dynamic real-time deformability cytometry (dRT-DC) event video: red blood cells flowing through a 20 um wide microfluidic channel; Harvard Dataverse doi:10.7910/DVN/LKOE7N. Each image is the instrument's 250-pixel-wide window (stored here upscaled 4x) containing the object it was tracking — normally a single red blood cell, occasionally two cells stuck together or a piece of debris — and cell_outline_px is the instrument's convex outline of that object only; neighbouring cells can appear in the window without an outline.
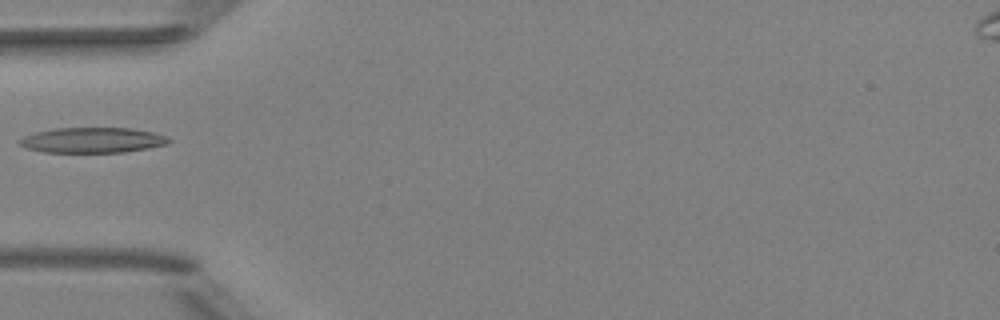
{"species": "Egyptian fruit bat (a non-hibernating species)", "species_latin": "Rousettus aegyptiacus", "temperature_condition": "room temperature", "stored_images_in_passage": 32, "camera_frame_rate_fps": 3000, "um_per_image_px": 0.085, "animal": {"sex": "female"}, "frame": {"image": 1, "passage_image": 1, "time_ms": 0.0, "image_size_px": [1000, 320], "cell_outline_px": [[172, 140], [164, 144], [148, 148], [124, 152], [44, 152], [28, 148], [20, 144], [16, 140], [24, 136], [36, 132], [52, 128], [132, 128], [152, 132], [164, 136]], "centroid_in_image_um": [7.82, 11.91], "position_along_channel_um": 77.2, "area_um2": 21.85}}
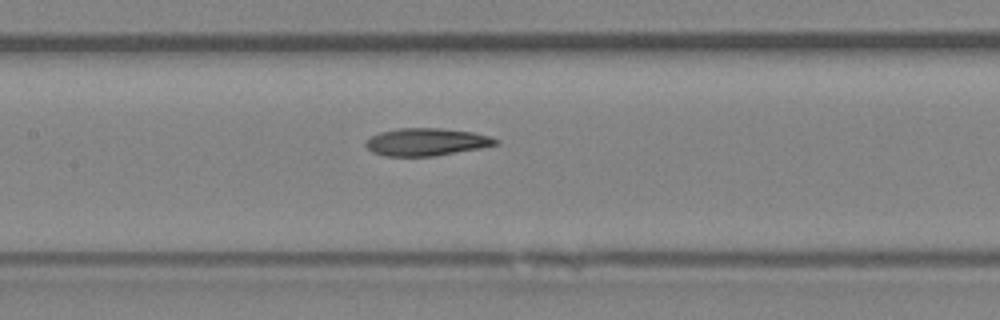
{"frame": {"image": 2, "passage_image": 8, "time_ms": 2.333, "image_size_px": [1000, 320], "cell_outline_px": [[500, 144], [480, 148], [432, 156], [384, 156], [372, 152], [364, 144], [372, 136], [380, 132], [396, 128], [440, 128], [472, 132], [488, 136], [500, 140]], "centroid_in_image_um": [36.24, 12.06], "position_along_channel_um": 171.2, "area_um2": 20.75}}
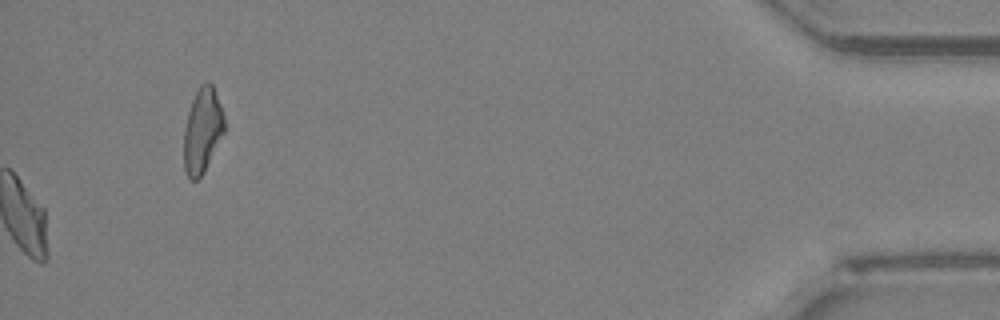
{"frame": {"image": 3, "passage_image": 32, "time_ms": 10.333, "image_size_px": [1000, 320], "cell_outline_px": [[224, 132], [204, 172], [196, 180], [192, 180], [184, 172], [184, 128], [188, 112], [192, 100], [200, 84], [208, 80], [212, 84], [220, 104], [224, 116]], "centroid_in_image_um": [17.19, 11.08], "position_along_channel_um": 418.0, "area_um2": 19.94}}